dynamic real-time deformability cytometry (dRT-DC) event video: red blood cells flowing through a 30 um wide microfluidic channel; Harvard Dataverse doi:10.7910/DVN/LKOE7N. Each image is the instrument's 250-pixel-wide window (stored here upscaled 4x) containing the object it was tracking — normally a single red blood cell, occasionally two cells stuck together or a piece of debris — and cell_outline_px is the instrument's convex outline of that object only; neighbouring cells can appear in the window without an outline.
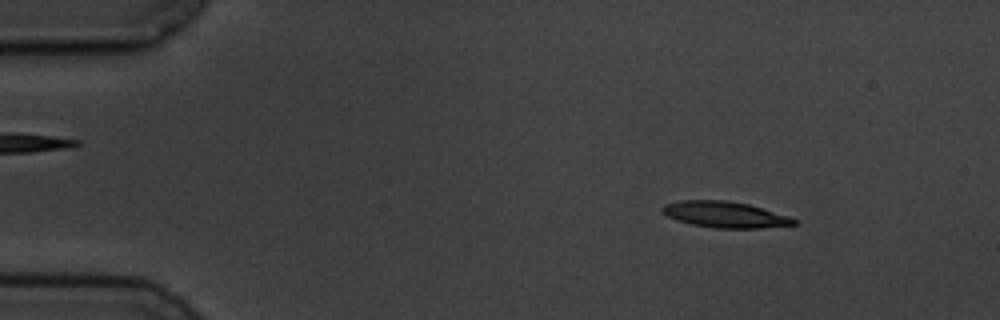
{"species": "common noctule bat (a hibernating species)", "species_latin": "Nyctalus noctula", "temperature_condition": "cold", "stored_images_in_passage": 5, "camera_frame_rate_fps": 3000, "um_per_image_px": 0.085, "animal": {"sex": "male", "body_mass_g": 19.5, "forearm_length_mm": 54.6}, "frame": {"image": 1, "passage_image": 1, "time_ms": 0.0, "image_size_px": [1000, 320], "cell_outline_px": [[800, 224], [760, 228], [716, 228], [692, 224], [676, 220], [668, 216], [660, 208], [664, 204], [680, 200], [724, 200], [748, 204], [788, 216], [796, 220]], "centroid_in_image_um": [61.62, 18.24], "position_along_channel_um": 23.4, "area_um2": 19.88}}
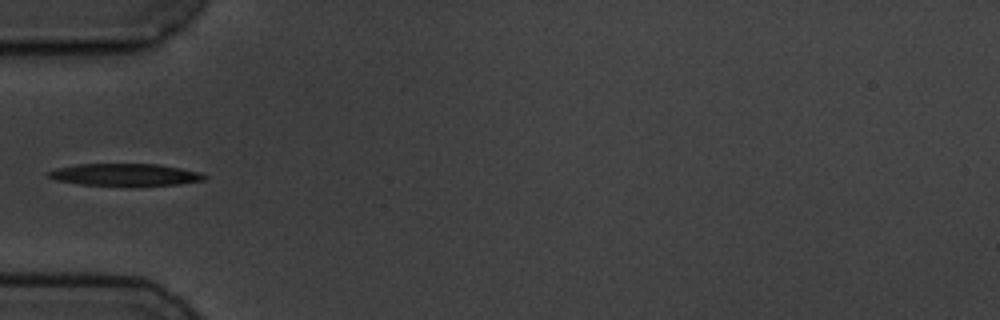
{"frame": {"image": 2, "passage_image": 4, "time_ms": 3.667, "image_size_px": [1000, 320], "cell_outline_px": [[208, 176], [204, 180], [180, 184], [80, 184], [56, 180], [44, 176], [48, 172], [56, 168], [76, 164], [156, 164], [180, 168], [200, 172]], "centroid_in_image_um": [10.59, 14.82], "position_along_channel_um": 74.4, "area_um2": 19.59}}
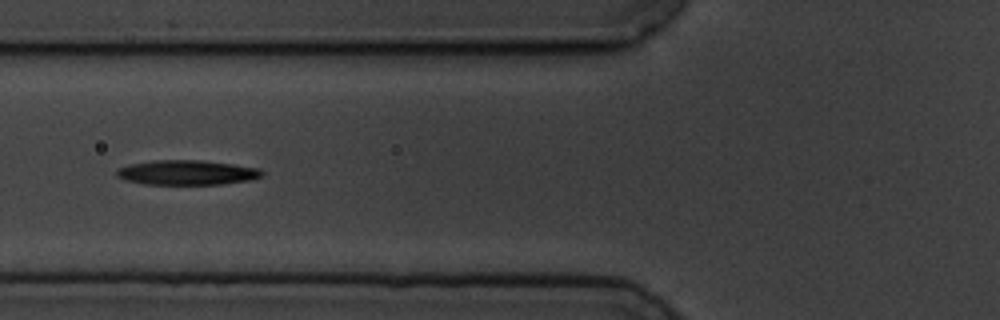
{"frame": {"image": 3, "passage_image": 5, "time_ms": 4.667, "image_size_px": [1000, 320], "cell_outline_px": [[264, 176], [252, 180], [224, 184], [144, 184], [128, 180], [116, 176], [116, 172], [120, 168], [128, 164], [152, 160], [200, 160], [232, 164], [260, 168], [264, 172]], "centroid_in_image_um": [15.94, 14.66], "position_along_channel_um": 109.9, "area_um2": 21.04}}